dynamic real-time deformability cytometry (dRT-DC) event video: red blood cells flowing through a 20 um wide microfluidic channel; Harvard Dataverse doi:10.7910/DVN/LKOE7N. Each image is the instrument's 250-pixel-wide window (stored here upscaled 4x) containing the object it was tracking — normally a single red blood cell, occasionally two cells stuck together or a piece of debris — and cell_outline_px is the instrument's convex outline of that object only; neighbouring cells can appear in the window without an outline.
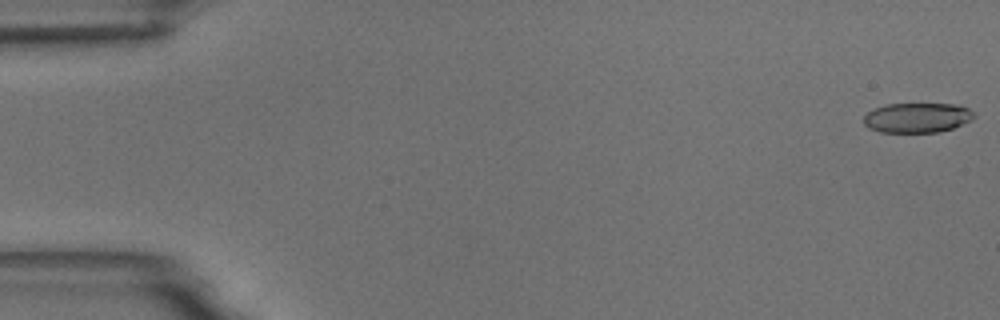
{"species": "common noctule bat (a hibernating species)", "species_latin": "Nyctalus noctula", "temperature_condition": "room temperature", "stored_images_in_passage": 52, "camera_frame_rate_fps": 3000, "um_per_image_px": 0.085, "animal": {"sex": "male", "body_mass_g": 18.8}, "frame": {"image": 1, "passage_image": 1, "time_ms": 0.0, "image_size_px": [1000, 320], "cell_outline_px": [[976, 116], [972, 120], [952, 128], [940, 132], [880, 132], [868, 128], [864, 124], [864, 116], [868, 112], [876, 108], [888, 104], [960, 104], [968, 108]], "centroid_in_image_um": [77.98, 10.0], "position_along_channel_um": 7.0, "area_um2": 19.19}}
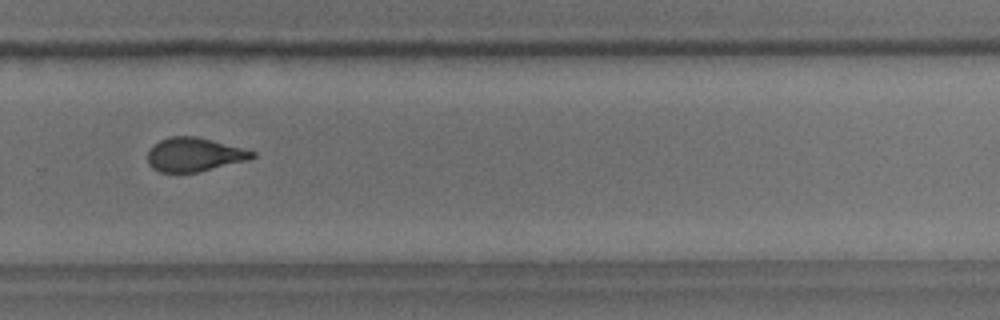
{"frame": {"image": 2, "passage_image": 38, "time_ms": 12.333, "image_size_px": [1000, 320], "cell_outline_px": [[256, 156], [248, 160], [200, 172], [160, 172], [152, 168], [148, 164], [148, 152], [160, 140], [172, 136], [196, 136], [212, 140], [256, 152]], "centroid_in_image_um": [16.52, 13.15], "position_along_channel_um": 313.3, "area_um2": 20.46}}
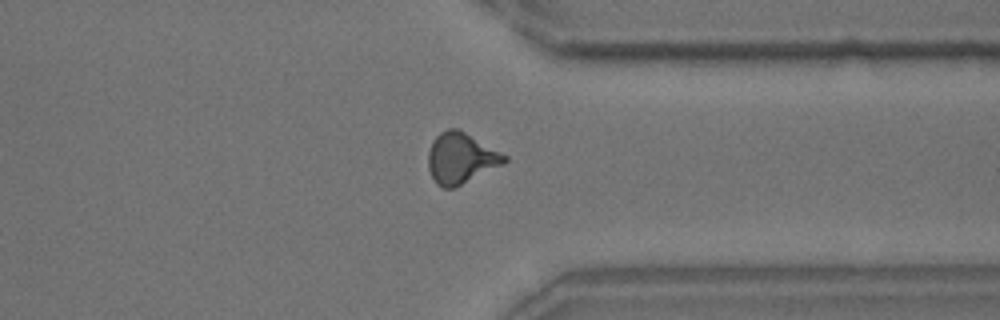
{"frame": {"image": 3, "passage_image": 43, "time_ms": 14.0, "image_size_px": [1000, 320], "cell_outline_px": [[508, 160], [504, 164], [456, 188], [444, 188], [436, 184], [428, 168], [428, 152], [432, 140], [440, 132], [448, 128], [460, 128], [508, 156]], "centroid_in_image_um": [39.18, 13.44], "position_along_channel_um": 372.2, "area_um2": 23.0}, "authors_computed_cell_mechanics": {"area_um2": 21.2415, "velocity_mm_per_s": 3.6578, "shape_relaxation_time_tau1_ms": 8.6821, "shape_relaxation_time_tau2_ms": 1.2667, "deformation_change_tau1": 0.2131, "deformation_change_tau2": 0.0825}}